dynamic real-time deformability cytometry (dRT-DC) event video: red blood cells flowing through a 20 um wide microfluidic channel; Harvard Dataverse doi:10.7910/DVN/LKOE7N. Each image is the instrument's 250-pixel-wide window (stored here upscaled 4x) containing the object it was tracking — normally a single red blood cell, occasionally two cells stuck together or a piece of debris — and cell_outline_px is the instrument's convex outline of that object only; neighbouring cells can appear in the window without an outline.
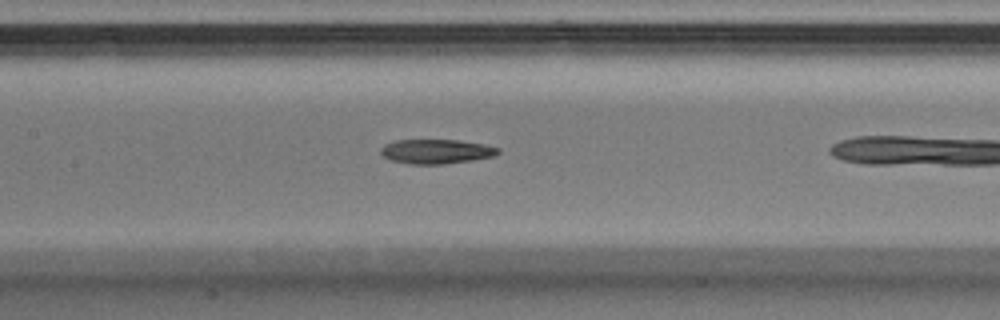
{"species": "Egyptian fruit bat (a non-hibernating species)", "species_latin": "Rousettus aegyptiacus", "temperature_condition": "warm", "stored_images_in_passage": 19, "camera_frame_rate_fps": 3000, "um_per_image_px": 0.085, "animal": {"sex": "male"}, "frame": {"image": 1, "passage_image": 9, "time_ms": 2.667, "image_size_px": [1000, 320], "cell_outline_px": [[500, 152], [492, 156], [472, 160], [444, 164], [408, 164], [392, 160], [384, 156], [380, 152], [380, 148], [384, 144], [396, 140], [460, 140], [484, 144], [500, 148]], "centroid_in_image_um": [37.07, 12.87], "position_along_channel_um": 170.3, "area_um2": 16.7}}